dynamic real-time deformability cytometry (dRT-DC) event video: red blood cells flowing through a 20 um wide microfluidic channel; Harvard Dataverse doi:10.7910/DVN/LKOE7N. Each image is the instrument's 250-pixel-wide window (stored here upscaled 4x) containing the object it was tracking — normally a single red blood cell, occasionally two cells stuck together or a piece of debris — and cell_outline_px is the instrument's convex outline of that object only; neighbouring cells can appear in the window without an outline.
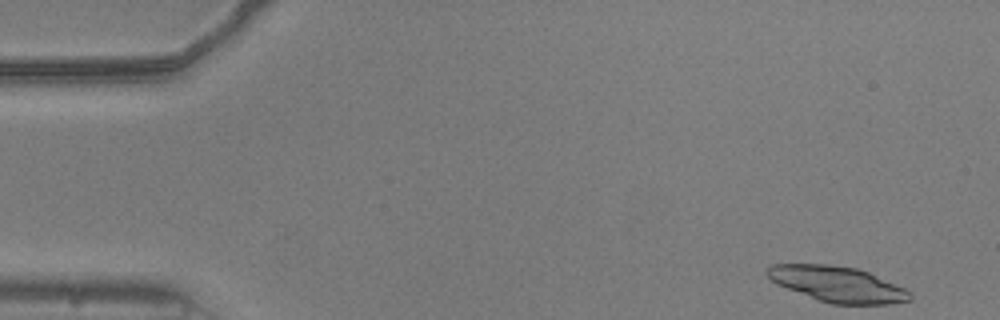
{"species": "common noctule bat (a hibernating species)", "species_latin": "Nyctalus noctula", "temperature_condition": "warm", "stored_images_in_passage": 16, "camera_frame_rate_fps": 3000, "um_per_image_px": 0.085, "animal": {"sex": "male", "body_mass_g": 20.5, "forearm_length_mm": 52.5}, "frame": {"image": 1, "passage_image": 1, "time_ms": 0.0, "image_size_px": [1000, 320], "cell_outline_px": [[912, 300], [888, 304], [832, 304], [816, 300], [776, 284], [764, 272], [772, 264], [828, 264], [856, 268], [868, 272], [904, 288], [912, 292]], "centroid_in_image_um": [71.17, 24.16], "position_along_channel_um": 13.8, "area_um2": 29.65}}